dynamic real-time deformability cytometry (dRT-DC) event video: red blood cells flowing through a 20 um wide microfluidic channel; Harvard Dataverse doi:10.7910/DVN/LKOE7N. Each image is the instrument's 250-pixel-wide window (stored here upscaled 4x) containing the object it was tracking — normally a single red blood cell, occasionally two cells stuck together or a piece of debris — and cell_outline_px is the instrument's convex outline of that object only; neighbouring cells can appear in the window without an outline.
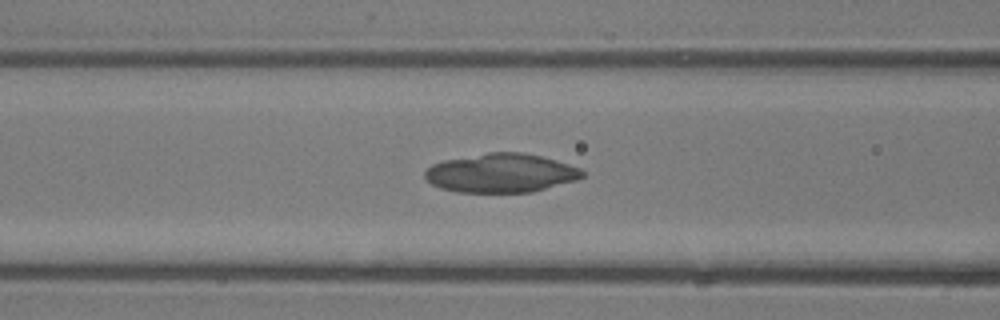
{"species": "common noctule bat (a hibernating species)", "species_latin": "Nyctalus noctula", "temperature_condition": "room temperature", "stored_images_in_passage": 32, "camera_frame_rate_fps": 3000, "um_per_image_px": 0.085, "animal": {"sex": "male", "body_mass_g": 13.3}, "frame": {"image": 1, "passage_image": 15, "time_ms": 4.667, "image_size_px": [1000, 320], "cell_outline_px": [[584, 176], [576, 180], [532, 192], [456, 192], [440, 188], [432, 184], [424, 176], [424, 172], [432, 164], [444, 160], [488, 152], [520, 152], [540, 156], [568, 164], [580, 168], [584, 172]], "centroid_in_image_um": [42.57, 14.71], "position_along_channel_um": 124.0, "area_um2": 35.55}}
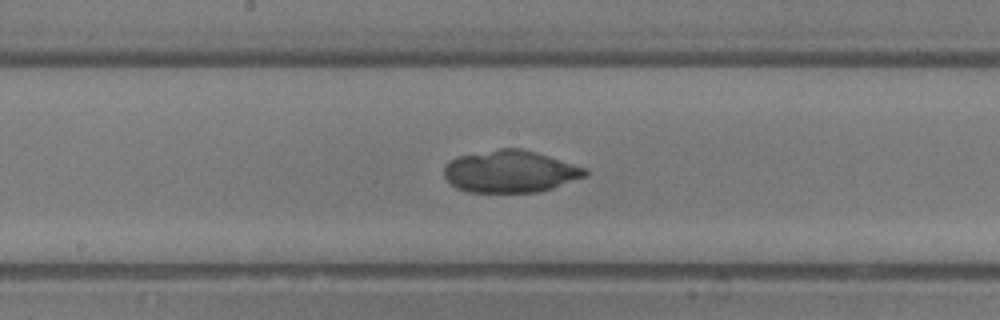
{"frame": {"image": 2, "passage_image": 20, "time_ms": 6.333, "image_size_px": [1000, 320], "cell_outline_px": [[588, 176], [552, 188], [536, 192], [468, 192], [456, 188], [448, 184], [444, 176], [444, 168], [448, 160], [456, 156], [500, 148], [520, 148], [536, 152], [588, 168]], "centroid_in_image_um": [43.35, 14.57], "position_along_channel_um": 204.8, "area_um2": 35.03}}
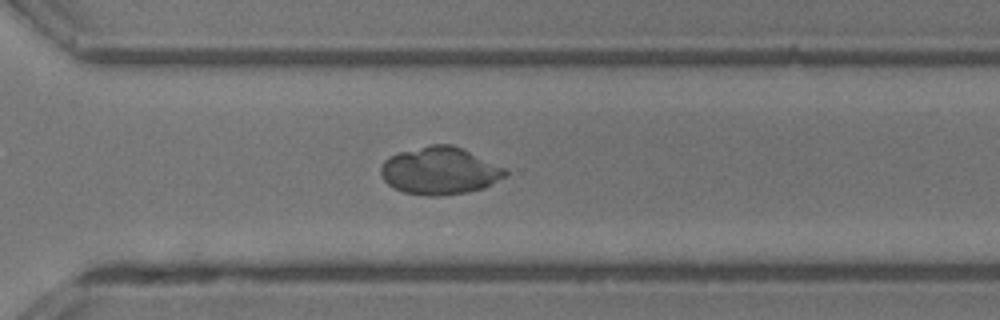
{"frame": {"image": 3, "passage_image": 28, "time_ms": 9.0, "image_size_px": [1000, 320], "cell_outline_px": [[508, 176], [484, 188], [468, 192], [440, 196], [424, 196], [404, 192], [388, 184], [384, 180], [380, 172], [380, 168], [384, 160], [388, 156], [400, 152], [432, 144], [452, 144], [508, 168]], "centroid_in_image_um": [37.42, 14.52], "position_along_channel_um": 333.2, "area_um2": 34.74}}